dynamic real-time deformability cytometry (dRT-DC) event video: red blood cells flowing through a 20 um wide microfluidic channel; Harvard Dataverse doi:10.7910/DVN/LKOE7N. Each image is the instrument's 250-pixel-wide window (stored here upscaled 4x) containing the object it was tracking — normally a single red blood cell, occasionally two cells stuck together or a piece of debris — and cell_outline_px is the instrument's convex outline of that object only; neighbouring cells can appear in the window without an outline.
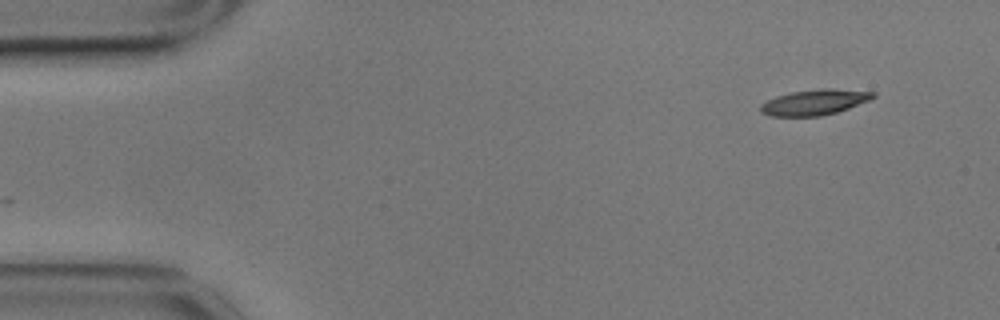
{"species": "common noctule bat (a hibernating species)", "species_latin": "Nyctalus noctula", "temperature_condition": "cold", "stored_images_in_passage": 48, "camera_frame_rate_fps": 3000, "um_per_image_px": 0.085, "animal": {"sex": "male", "body_mass_g": 17.9}, "frame": {"image": 1, "passage_image": 1, "time_ms": 0.0, "image_size_px": [1000, 320], "cell_outline_px": [[876, 96], [868, 100], [848, 108], [836, 112], [820, 116], [772, 116], [760, 112], [760, 104], [776, 96], [792, 92], [820, 88], [832, 88], [876, 92]], "centroid_in_image_um": [69.22, 8.68], "position_along_channel_um": 15.8, "area_um2": 16.65}}
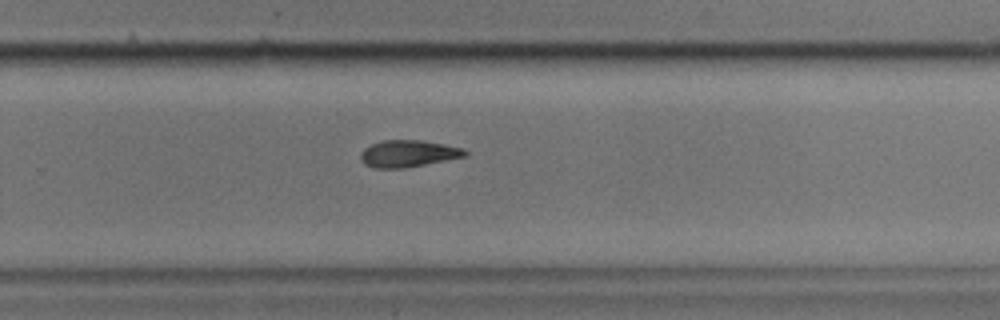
{"frame": {"image": 2, "passage_image": 33, "time_ms": 10.667, "image_size_px": [1000, 320], "cell_outline_px": [[468, 156], [404, 168], [376, 168], [364, 164], [360, 160], [360, 152], [364, 148], [372, 144], [384, 140], [420, 140], [444, 144], [464, 148], [468, 152]], "centroid_in_image_um": [34.7, 13.05], "position_along_channel_um": 295.1, "area_um2": 16.42}}
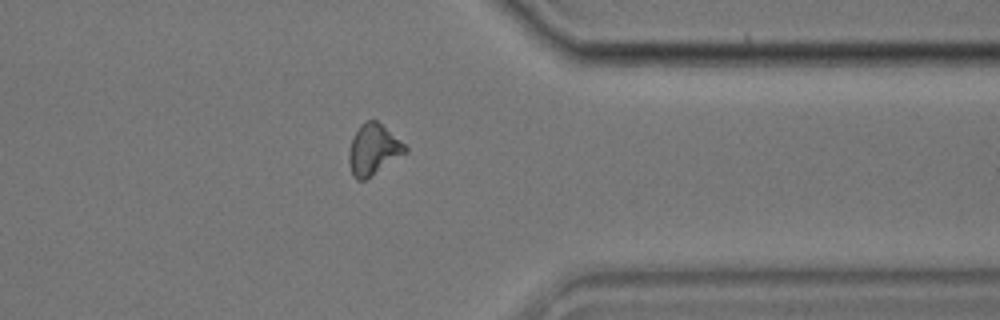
{"frame": {"image": 3, "passage_image": 41, "time_ms": 13.333, "image_size_px": [1000, 320], "cell_outline_px": [[408, 152], [372, 176], [364, 180], [356, 180], [352, 176], [348, 164], [348, 152], [352, 136], [360, 124], [368, 120], [376, 120], [404, 144], [408, 148]], "centroid_in_image_um": [31.7, 12.74], "position_along_channel_um": 379.7, "area_um2": 16.82}}